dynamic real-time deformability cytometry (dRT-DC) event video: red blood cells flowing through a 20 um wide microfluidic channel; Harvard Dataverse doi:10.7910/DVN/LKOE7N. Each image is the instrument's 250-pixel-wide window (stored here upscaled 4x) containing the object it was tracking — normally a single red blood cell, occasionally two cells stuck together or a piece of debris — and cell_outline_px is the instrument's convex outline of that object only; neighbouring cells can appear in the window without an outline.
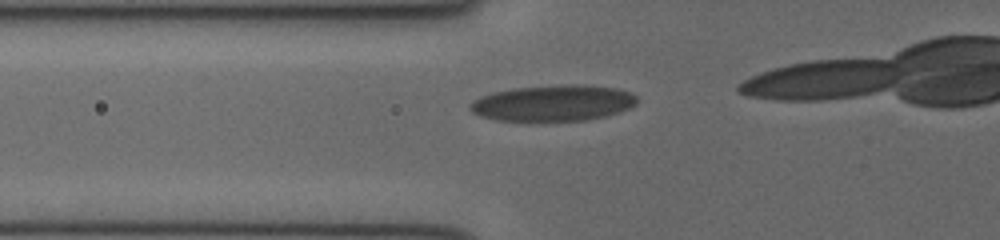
{"species": "human", "species_latin": "Homo sapiens", "temperature_condition": "cold", "stored_images_in_passage": 8, "camera_frame_rate_fps": 3000, "um_per_image_px": 0.085, "donor": {"sex": "female"}, "frame": {"image": 1, "passage_image": 4, "time_ms": 1.0, "image_size_px": [1000, 240], "cell_outline_px": [[636, 104], [628, 108], [604, 116], [584, 120], [536, 124], [500, 120], [480, 116], [472, 112], [468, 108], [468, 104], [472, 100], [480, 96], [492, 92], [512, 88], [568, 84], [584, 84], [616, 88], [632, 92], [636, 96]], "centroid_in_image_um": [46.94, 8.79], "position_along_channel_um": 78.9, "area_um2": 36.18}}
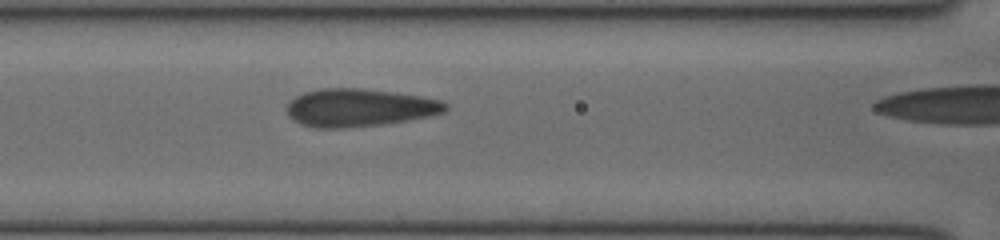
{"frame": {"image": 2, "passage_image": 7, "time_ms": 2.0, "image_size_px": [1000, 240], "cell_outline_px": [[448, 108], [444, 112], [428, 116], [408, 120], [384, 124], [348, 128], [316, 128], [300, 124], [292, 120], [288, 116], [288, 100], [304, 92], [320, 88], [360, 88], [392, 92], [420, 96], [440, 100], [448, 104]], "centroid_in_image_um": [30.51, 9.16], "position_along_channel_um": 136.1, "area_um2": 35.14}}